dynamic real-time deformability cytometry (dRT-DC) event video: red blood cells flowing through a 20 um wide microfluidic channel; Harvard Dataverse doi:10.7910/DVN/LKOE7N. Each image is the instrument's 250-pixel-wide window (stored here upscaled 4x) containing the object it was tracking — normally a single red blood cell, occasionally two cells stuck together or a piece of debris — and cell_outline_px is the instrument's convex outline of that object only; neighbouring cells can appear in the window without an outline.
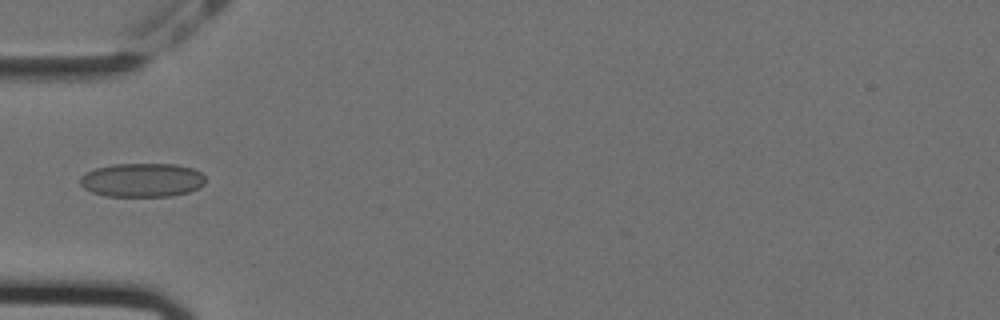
{"species": "Egyptian fruit bat (a non-hibernating species)", "species_latin": "Rousettus aegyptiacus", "temperature_condition": "cold", "stored_images_in_passage": 36, "camera_frame_rate_fps": 3000, "um_per_image_px": 0.085, "animal": {"sex": "female"}, "frame": {"image": 1, "passage_image": 1, "time_ms": 0.0, "image_size_px": [1000, 320], "cell_outline_px": [[204, 184], [200, 188], [188, 192], [172, 196], [104, 196], [92, 192], [84, 188], [80, 184], [80, 176], [96, 168], [112, 164], [176, 164], [192, 168], [200, 172], [204, 176]], "centroid_in_image_um": [12.08, 15.31], "position_along_channel_um": 72.9, "area_um2": 24.8}}
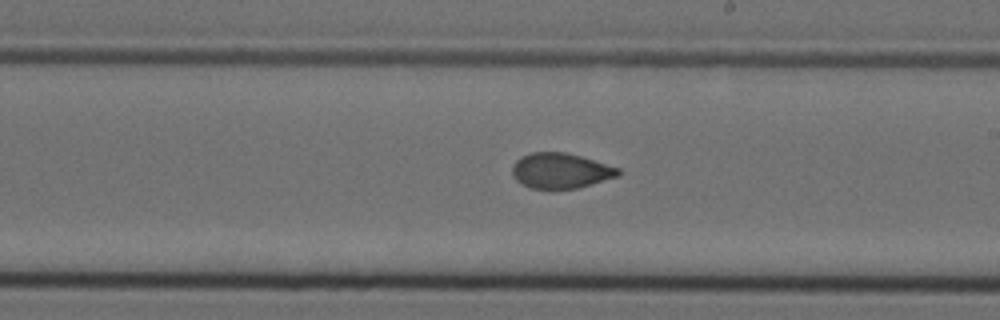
{"frame": {"image": 2, "passage_image": 15, "time_ms": 4.667, "image_size_px": [1000, 320], "cell_outline_px": [[624, 172], [620, 176], [576, 188], [532, 188], [516, 180], [512, 176], [512, 164], [520, 156], [532, 152], [564, 152], [580, 156], [620, 168]], "centroid_in_image_um": [47.67, 14.5], "position_along_channel_um": 241.3, "area_um2": 21.79}}
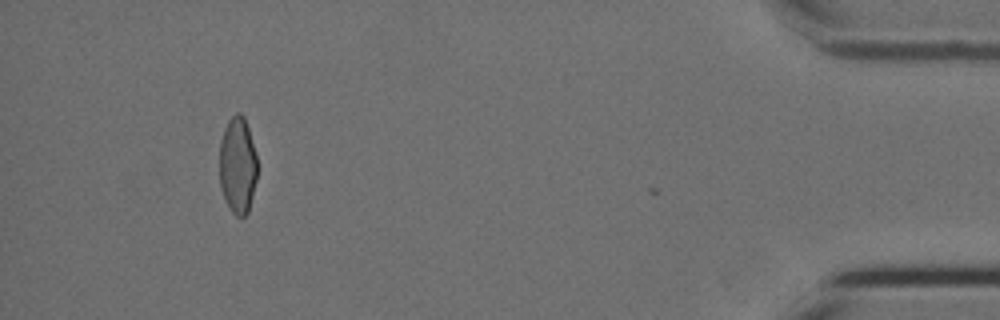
{"frame": {"image": 3, "passage_image": 35, "time_ms": 11.333, "image_size_px": [1000, 320], "cell_outline_px": [[256, 180], [248, 212], [244, 216], [236, 216], [232, 212], [224, 200], [220, 188], [220, 140], [224, 128], [228, 120], [236, 112], [240, 112], [244, 116], [248, 128], [256, 156]], "centroid_in_image_um": [20.18, 14.05], "position_along_channel_um": 415.0, "area_um2": 21.27}}